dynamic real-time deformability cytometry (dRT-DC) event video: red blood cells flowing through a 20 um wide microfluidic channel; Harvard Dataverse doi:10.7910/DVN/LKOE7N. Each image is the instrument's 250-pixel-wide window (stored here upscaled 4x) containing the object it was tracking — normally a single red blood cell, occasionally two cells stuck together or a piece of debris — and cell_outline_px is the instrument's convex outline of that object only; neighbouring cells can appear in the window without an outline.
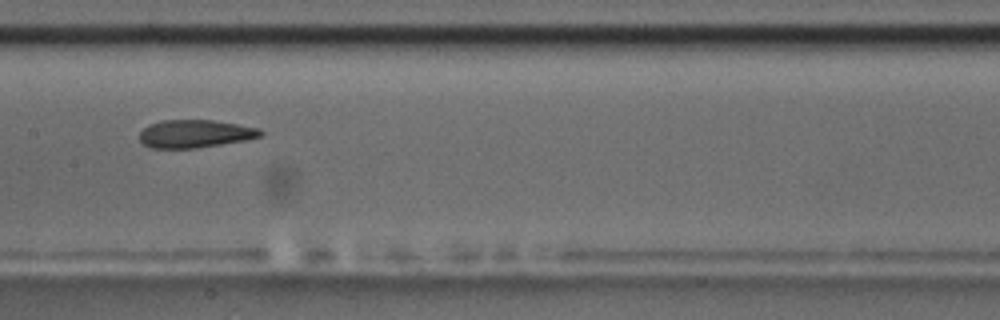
{"species": "common noctule bat (a hibernating species)", "species_latin": "Nyctalus noctula", "temperature_condition": "room temperature", "stored_images_in_passage": 7, "camera_frame_rate_fps": 3000, "um_per_image_px": 0.085, "animal": {"sex": "male", "body_mass_g": 17.5, "forearm_length_mm": 52.3}, "frame": {"image": 1, "passage_image": 7, "time_ms": 8.667, "image_size_px": [1000, 320], "cell_outline_px": [[264, 132], [260, 136], [244, 140], [196, 148], [152, 148], [144, 144], [140, 140], [140, 132], [148, 124], [160, 120], [212, 120], [260, 128]], "centroid_in_image_um": [16.55, 11.36], "position_along_channel_um": 190.8, "area_um2": 19.54}}